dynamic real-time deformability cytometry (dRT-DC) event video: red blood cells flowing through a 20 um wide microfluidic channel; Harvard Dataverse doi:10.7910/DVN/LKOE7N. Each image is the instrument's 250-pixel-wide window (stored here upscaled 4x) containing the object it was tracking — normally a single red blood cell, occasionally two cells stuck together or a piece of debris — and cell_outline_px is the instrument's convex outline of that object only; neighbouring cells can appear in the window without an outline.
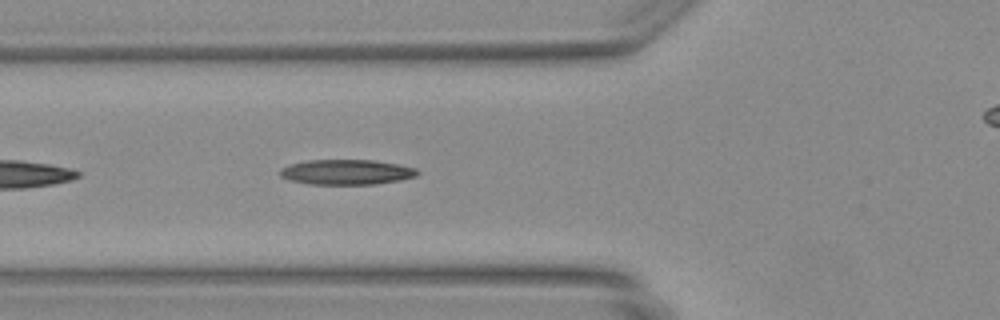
{"species": "Egyptian fruit bat (a non-hibernating species)", "species_latin": "Rousettus aegyptiacus", "temperature_condition": "warm", "stored_images_in_passage": 13, "camera_frame_rate_fps": 3000, "um_per_image_px": 0.085, "animal": {"sex": "female"}, "frame": {"image": 1, "passage_image": 4, "time_ms": 1.0, "image_size_px": [1000, 320], "cell_outline_px": [[420, 172], [416, 176], [400, 180], [376, 184], [308, 184], [288, 180], [280, 176], [280, 168], [292, 164], [308, 160], [372, 160], [400, 164], [416, 168]], "centroid_in_image_um": [29.47, 14.63], "position_along_channel_um": 96.3, "area_um2": 20.17}}
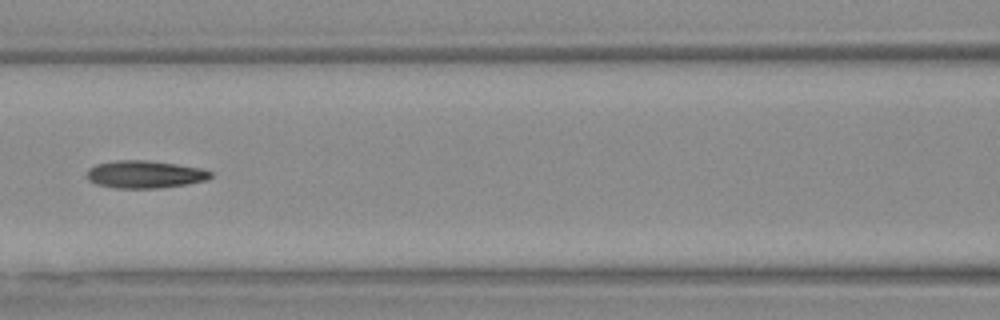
{"frame": {"image": 2, "passage_image": 8, "time_ms": 2.333, "image_size_px": [1000, 320], "cell_outline_px": [[212, 176], [208, 180], [188, 184], [160, 188], [116, 188], [96, 184], [88, 180], [88, 168], [96, 164], [116, 160], [144, 160], [176, 164], [200, 168], [212, 172]], "centroid_in_image_um": [12.32, 14.82], "position_along_channel_um": 154.3, "area_um2": 19.88}}